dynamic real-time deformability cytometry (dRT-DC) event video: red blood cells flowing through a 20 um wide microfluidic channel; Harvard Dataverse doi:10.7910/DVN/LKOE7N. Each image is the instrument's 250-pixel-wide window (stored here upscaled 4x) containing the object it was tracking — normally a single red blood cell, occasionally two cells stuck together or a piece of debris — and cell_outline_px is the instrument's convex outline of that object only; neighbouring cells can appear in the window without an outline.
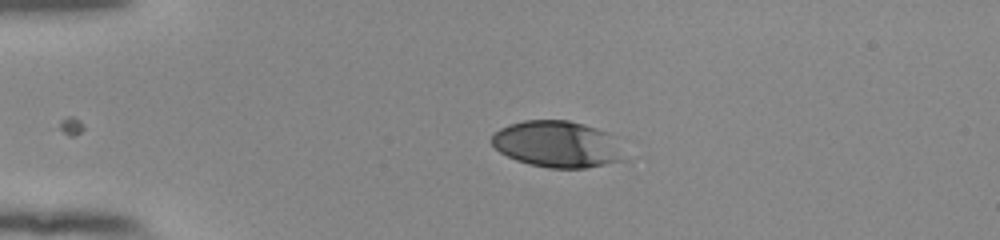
{"species": "human", "species_latin": "Homo sapiens", "temperature_condition": "room temperature", "stored_images_in_passage": 35, "camera_frame_rate_fps": 3000, "um_per_image_px": 0.085, "donor": {"sex": "female"}, "frame": {"image": 1, "passage_image": 1, "time_ms": 0.0, "image_size_px": [1000, 240], "cell_outline_px": [[632, 160], [588, 168], [548, 168], [528, 164], [516, 160], [500, 152], [488, 140], [492, 132], [508, 124], [524, 120], [568, 120], [584, 124], [608, 132]], "centroid_in_image_um": [47.41, 12.27], "position_along_channel_um": 37.6, "area_um2": 36.82}}
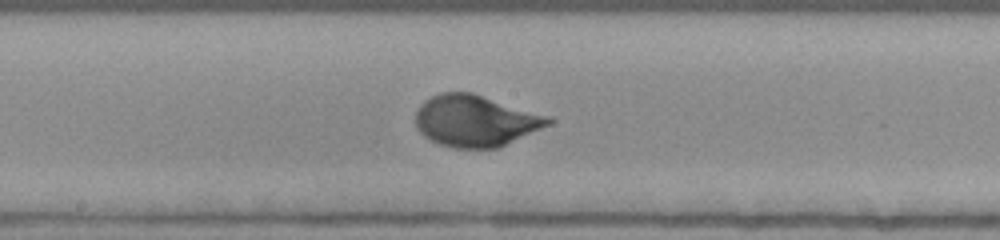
{"frame": {"image": 2, "passage_image": 18, "time_ms": 5.667, "image_size_px": [1000, 240], "cell_outline_px": [[556, 120], [552, 124], [500, 148], [452, 148], [440, 144], [424, 136], [416, 128], [416, 112], [420, 104], [424, 100], [440, 92], [472, 92], [548, 116]], "centroid_in_image_um": [40.43, 10.28], "position_along_channel_um": 207.8, "area_um2": 40.06}}
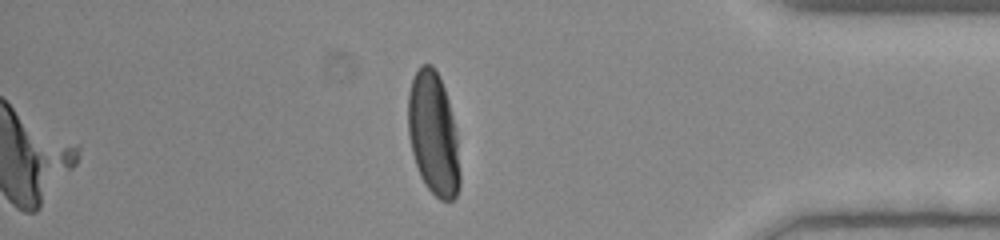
{"frame": {"image": 3, "passage_image": 35, "time_ms": 11.333, "image_size_px": [1000, 240], "cell_outline_px": [[460, 184], [456, 196], [452, 200], [440, 200], [424, 184], [420, 176], [412, 152], [408, 136], [408, 92], [412, 80], [420, 64], [432, 64], [444, 88], [448, 100], [456, 136], [460, 172]], "centroid_in_image_um": [36.82, 11.4], "position_along_channel_um": 398.4, "area_um2": 36.82}, "authors_computed_cell_mechanics": {"area_um2": 37.8012, "velocity_mm_per_s": 3.8316, "shape_relaxation_time_tau1_ms": 2.9188, "shape_relaxation_time_tau2_ms": null, "deformation_change_tau1": 0.1781, "deformation_change_tau2": null}}